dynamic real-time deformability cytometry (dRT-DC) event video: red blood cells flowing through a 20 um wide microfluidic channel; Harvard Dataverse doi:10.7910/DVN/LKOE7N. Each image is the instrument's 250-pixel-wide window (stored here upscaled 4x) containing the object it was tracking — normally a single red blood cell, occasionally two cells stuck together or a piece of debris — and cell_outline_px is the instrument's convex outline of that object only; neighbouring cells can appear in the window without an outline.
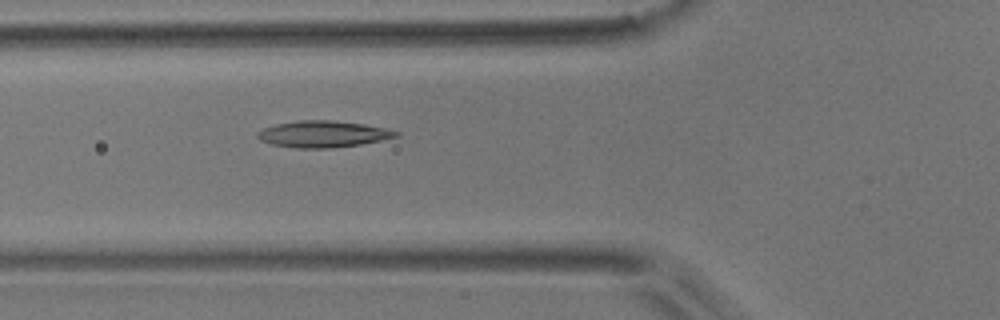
{"species": "common noctule bat (a hibernating species)", "species_latin": "Nyctalus noctula", "temperature_condition": "room temperature", "stored_images_in_passage": 3, "camera_frame_rate_fps": 3000, "um_per_image_px": 0.085, "animal": {"sex": "male", "body_mass_g": 17.9}, "frame": {"image": 1, "passage_image": 2, "time_ms": 1.0, "image_size_px": [1000, 320], "cell_outline_px": [[400, 136], [360, 144], [328, 148], [296, 148], [272, 144], [260, 140], [256, 136], [256, 132], [264, 128], [276, 124], [296, 120], [332, 120], [364, 124], [384, 128], [400, 132]], "centroid_in_image_um": [27.43, 11.39], "position_along_channel_um": 98.4, "area_um2": 21.33}}